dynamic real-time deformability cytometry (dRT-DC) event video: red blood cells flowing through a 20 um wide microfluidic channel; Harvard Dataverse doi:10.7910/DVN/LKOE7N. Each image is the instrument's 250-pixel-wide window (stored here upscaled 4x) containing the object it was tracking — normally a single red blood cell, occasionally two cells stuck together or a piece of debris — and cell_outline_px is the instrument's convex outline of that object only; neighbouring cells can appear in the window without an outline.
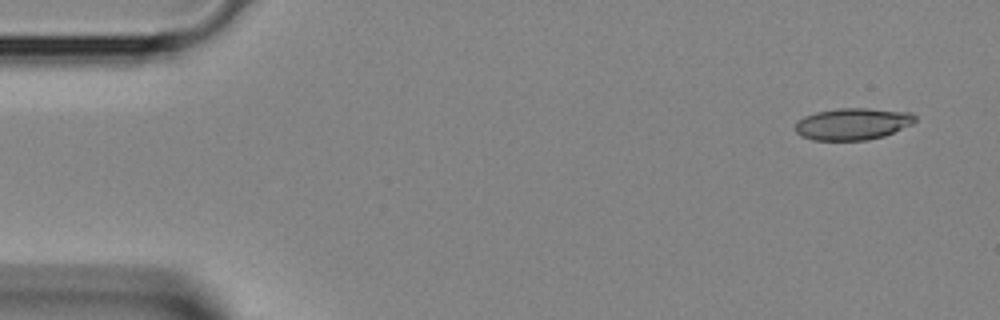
{"species": "Egyptian fruit bat (a non-hibernating species)", "species_latin": "Rousettus aegyptiacus", "temperature_condition": "room temperature", "stored_images_in_passage": 3, "camera_frame_rate_fps": 3000, "um_per_image_px": 0.085, "animal": {"sex": "female"}, "frame": {"image": 1, "passage_image": 1, "time_ms": 0.0, "image_size_px": [1000, 320], "cell_outline_px": [[916, 120], [912, 124], [884, 136], [868, 140], [812, 140], [800, 136], [796, 132], [796, 120], [804, 116], [816, 112], [836, 108], [868, 108], [912, 112], [916, 116]], "centroid_in_image_um": [72.47, 10.52], "position_along_channel_um": 12.5, "area_um2": 22.43}}